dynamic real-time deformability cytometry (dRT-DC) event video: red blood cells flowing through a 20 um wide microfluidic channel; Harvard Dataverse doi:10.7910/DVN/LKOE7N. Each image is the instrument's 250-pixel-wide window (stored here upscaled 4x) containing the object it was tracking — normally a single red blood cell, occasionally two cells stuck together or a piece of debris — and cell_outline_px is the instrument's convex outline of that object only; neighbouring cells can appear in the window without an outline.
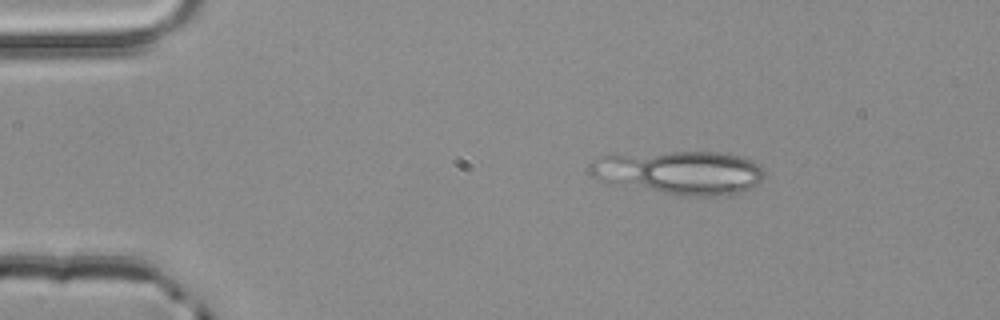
{"species": "common noctule bat (a hibernating species)", "species_latin": "Nyctalus noctula", "temperature_condition": "room temperature", "stored_images_in_passage": 4, "segment_of_instrument_passage": [1, 2], "camera_frame_rate_fps": 3000, "um_per_image_px": 0.085, "animal": {"sex": "male", "body_mass_g": 20.4}, "frame": {"image": 1, "passage_image": 1, "time_ms": 0.0, "image_size_px": [1000, 320], "cell_outline_px": [[764, 176], [760, 184], [744, 192], [732, 196], [676, 196], [608, 184], [592, 176], [588, 168], [600, 156], [672, 152], [720, 152], [736, 156], [760, 164], [764, 172]], "centroid_in_image_um": [57.81, 14.71], "position_along_channel_um": 27.2, "area_um2": 44.91}}